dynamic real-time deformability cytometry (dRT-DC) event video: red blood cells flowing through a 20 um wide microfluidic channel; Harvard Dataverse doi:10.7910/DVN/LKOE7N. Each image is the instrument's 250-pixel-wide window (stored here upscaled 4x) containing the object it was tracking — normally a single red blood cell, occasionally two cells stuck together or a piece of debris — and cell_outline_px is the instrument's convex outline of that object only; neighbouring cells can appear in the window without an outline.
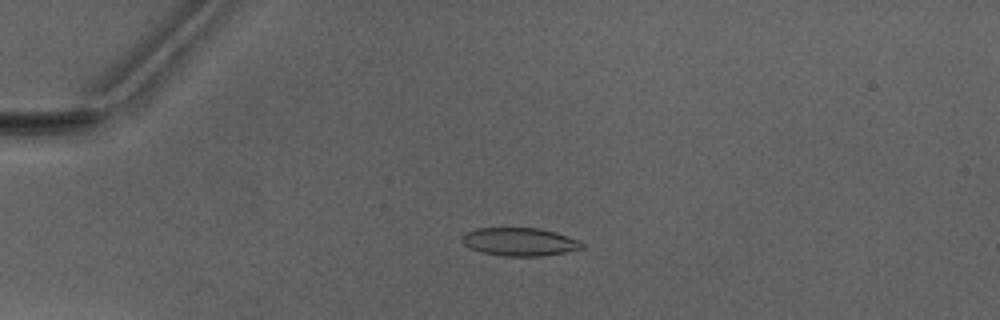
{"species": "Egyptian fruit bat (a non-hibernating species)", "species_latin": "Rousettus aegyptiacus", "temperature_condition": "warm", "stored_images_in_passage": 52, "camera_frame_rate_fps": 3000, "um_per_image_px": 0.085, "animal": {"sex": "male"}, "frame": {"image": 1, "passage_image": 14, "time_ms": 4.333, "image_size_px": [1000, 320], "cell_outline_px": [[584, 248], [564, 252], [540, 256], [504, 256], [480, 252], [464, 244], [460, 240], [460, 236], [464, 232], [476, 228], [540, 228], [556, 232], [580, 240], [584, 244]], "centroid_in_image_um": [44.15, 20.54], "position_along_channel_um": 40.9, "area_um2": 19.83}}
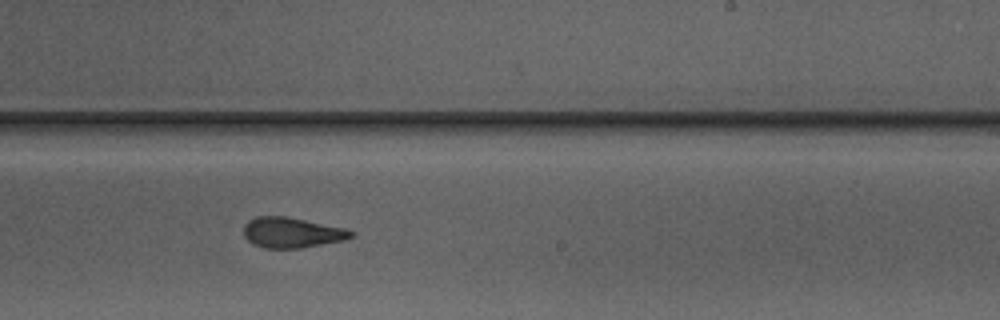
{"frame": {"image": 2, "passage_image": 33, "time_ms": 10.667, "image_size_px": [1000, 320], "cell_outline_px": [[356, 236], [344, 240], [300, 248], [264, 248], [252, 244], [244, 236], [244, 224], [248, 220], [256, 216], [284, 216], [344, 228], [356, 232]], "centroid_in_image_um": [24.8, 19.77], "position_along_channel_um": 264.2, "area_um2": 19.02}}
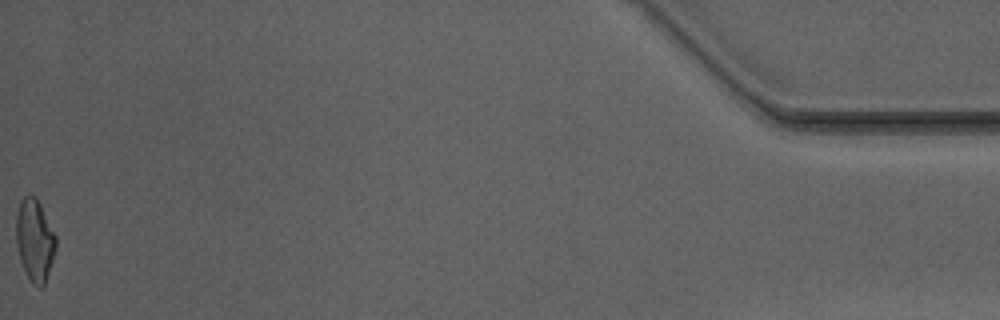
{"frame": {"image": 3, "passage_image": 52, "time_ms": 17.0, "image_size_px": [1000, 320], "cell_outline_px": [[56, 248], [44, 284], [40, 288], [32, 284], [20, 260], [16, 240], [16, 212], [20, 200], [28, 192], [36, 196], [56, 236]], "centroid_in_image_um": [2.94, 20.35], "position_along_channel_um": 432.3, "area_um2": 18.96}, "authors_computed_cell_mechanics": {"area_um2": 19.4208, "velocity_mm_per_s": 4.137, "shape_relaxation_time_tau1_ms": 8.7816, "shape_relaxation_time_tau2_ms": 1.2955, "deformation_change_tau1": 0.2386, "deformation_change_tau2": 0.0938}}